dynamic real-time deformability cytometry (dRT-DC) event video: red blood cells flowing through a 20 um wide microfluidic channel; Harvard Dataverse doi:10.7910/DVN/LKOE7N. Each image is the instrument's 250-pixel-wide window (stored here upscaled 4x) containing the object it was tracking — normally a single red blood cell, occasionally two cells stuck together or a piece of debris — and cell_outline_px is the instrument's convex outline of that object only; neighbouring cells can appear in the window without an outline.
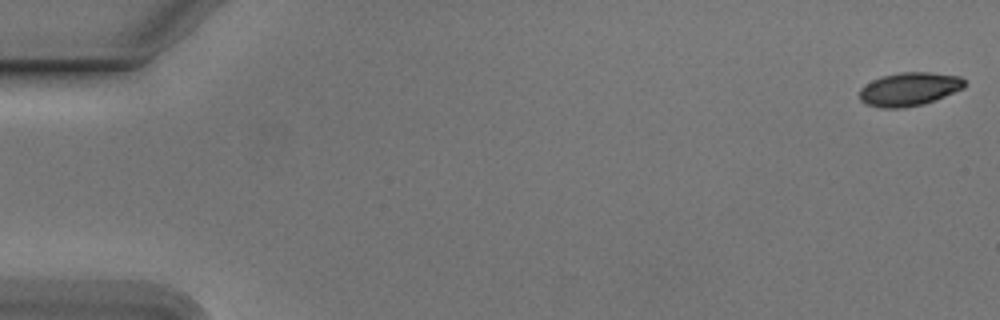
{"species": "Egyptian fruit bat (a non-hibernating species)", "species_latin": "Rousettus aegyptiacus", "temperature_condition": "cold", "stored_images_in_passage": 54, "camera_frame_rate_fps": 3000, "um_per_image_px": 0.085, "animal": {"sex": "male"}, "frame": {"image": 1, "passage_image": 1, "time_ms": 0.0, "image_size_px": [1000, 320], "cell_outline_px": [[964, 88], [936, 100], [924, 104], [904, 108], [880, 108], [864, 104], [860, 100], [860, 88], [872, 80], [880, 76], [900, 72], [932, 72], [960, 76], [964, 80]], "centroid_in_image_um": [77.27, 7.58], "position_along_channel_um": 7.7, "area_um2": 20.75}}
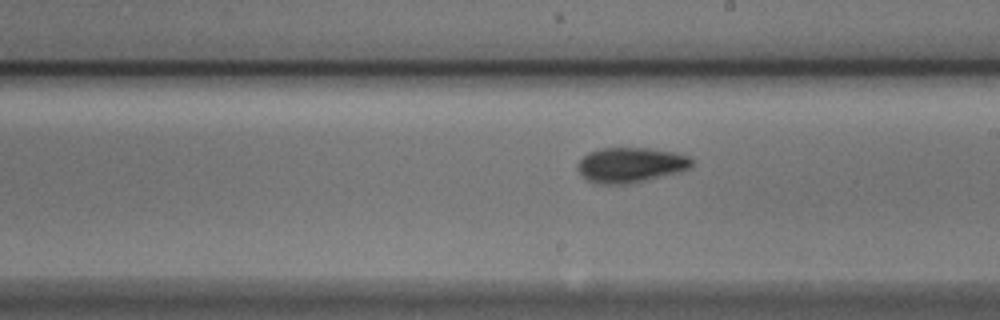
{"frame": {"image": 2, "passage_image": 31, "time_ms": 10.0, "image_size_px": [1000, 320], "cell_outline_px": [[692, 164], [688, 168], [680, 172], [632, 184], [596, 184], [588, 180], [576, 168], [576, 164], [588, 152], [600, 148], [648, 148], [672, 152], [688, 156], [692, 160]], "centroid_in_image_um": [53.57, 14.03], "position_along_channel_um": 235.4, "area_um2": 23.41}}
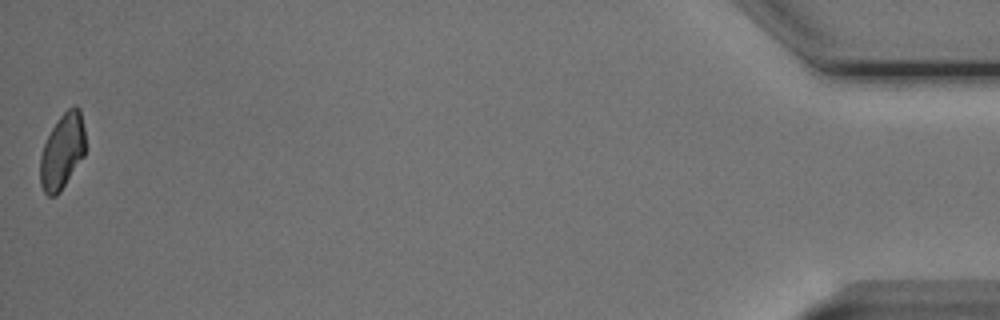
{"frame": {"image": 3, "passage_image": 54, "time_ms": 17.667, "image_size_px": [1000, 320], "cell_outline_px": [[84, 156], [60, 192], [56, 196], [48, 196], [44, 192], [40, 184], [40, 156], [44, 144], [52, 128], [60, 116], [68, 108], [76, 104], [80, 108], [84, 128]], "centroid_in_image_um": [5.29, 12.86], "position_along_channel_um": 429.9, "area_um2": 19.83}, "authors_computed_cell_mechanics": {"area_um2": 21.5883, "velocity_mm_per_s": 3.792, "shape_relaxation_time_tau1_ms": 4.1828, "shape_relaxation_time_tau2_ms": 3.6591, "deformation_change_tau1": 0.1171, "deformation_change_tau2": 0.0845}}